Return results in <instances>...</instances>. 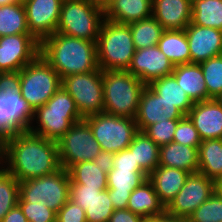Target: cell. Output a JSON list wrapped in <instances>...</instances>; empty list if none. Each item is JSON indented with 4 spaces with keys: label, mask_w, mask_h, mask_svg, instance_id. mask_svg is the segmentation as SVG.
<instances>
[{
    "label": "cell",
    "mask_w": 222,
    "mask_h": 222,
    "mask_svg": "<svg viewBox=\"0 0 222 222\" xmlns=\"http://www.w3.org/2000/svg\"><path fill=\"white\" fill-rule=\"evenodd\" d=\"M6 161H5V160ZM4 160V161H3ZM19 182L42 177L61 168L57 142L29 130L6 138L0 147V164Z\"/></svg>",
    "instance_id": "cell-1"
},
{
    "label": "cell",
    "mask_w": 222,
    "mask_h": 222,
    "mask_svg": "<svg viewBox=\"0 0 222 222\" xmlns=\"http://www.w3.org/2000/svg\"><path fill=\"white\" fill-rule=\"evenodd\" d=\"M96 43L55 32L40 43V54L62 79L99 68Z\"/></svg>",
    "instance_id": "cell-2"
},
{
    "label": "cell",
    "mask_w": 222,
    "mask_h": 222,
    "mask_svg": "<svg viewBox=\"0 0 222 222\" xmlns=\"http://www.w3.org/2000/svg\"><path fill=\"white\" fill-rule=\"evenodd\" d=\"M146 85L127 70H103V112L134 118Z\"/></svg>",
    "instance_id": "cell-3"
},
{
    "label": "cell",
    "mask_w": 222,
    "mask_h": 222,
    "mask_svg": "<svg viewBox=\"0 0 222 222\" xmlns=\"http://www.w3.org/2000/svg\"><path fill=\"white\" fill-rule=\"evenodd\" d=\"M33 116L39 125L29 127V131L43 138L58 142V140L70 129V127L82 120L74 99L61 86L55 94L45 103L36 108Z\"/></svg>",
    "instance_id": "cell-4"
},
{
    "label": "cell",
    "mask_w": 222,
    "mask_h": 222,
    "mask_svg": "<svg viewBox=\"0 0 222 222\" xmlns=\"http://www.w3.org/2000/svg\"><path fill=\"white\" fill-rule=\"evenodd\" d=\"M96 45L102 70H127L136 51L130 26L107 19L102 22Z\"/></svg>",
    "instance_id": "cell-5"
},
{
    "label": "cell",
    "mask_w": 222,
    "mask_h": 222,
    "mask_svg": "<svg viewBox=\"0 0 222 222\" xmlns=\"http://www.w3.org/2000/svg\"><path fill=\"white\" fill-rule=\"evenodd\" d=\"M104 19V7L94 0H63L56 32L97 42Z\"/></svg>",
    "instance_id": "cell-6"
},
{
    "label": "cell",
    "mask_w": 222,
    "mask_h": 222,
    "mask_svg": "<svg viewBox=\"0 0 222 222\" xmlns=\"http://www.w3.org/2000/svg\"><path fill=\"white\" fill-rule=\"evenodd\" d=\"M61 84V77L41 54L20 70V93L33 111L45 105Z\"/></svg>",
    "instance_id": "cell-7"
},
{
    "label": "cell",
    "mask_w": 222,
    "mask_h": 222,
    "mask_svg": "<svg viewBox=\"0 0 222 222\" xmlns=\"http://www.w3.org/2000/svg\"><path fill=\"white\" fill-rule=\"evenodd\" d=\"M69 185L68 171L61 167L54 173L20 182L19 196L25 202L43 200L57 213L69 200Z\"/></svg>",
    "instance_id": "cell-8"
},
{
    "label": "cell",
    "mask_w": 222,
    "mask_h": 222,
    "mask_svg": "<svg viewBox=\"0 0 222 222\" xmlns=\"http://www.w3.org/2000/svg\"><path fill=\"white\" fill-rule=\"evenodd\" d=\"M85 120L102 151L117 153L128 148L138 132L134 118L119 117L107 113L92 115Z\"/></svg>",
    "instance_id": "cell-9"
},
{
    "label": "cell",
    "mask_w": 222,
    "mask_h": 222,
    "mask_svg": "<svg viewBox=\"0 0 222 222\" xmlns=\"http://www.w3.org/2000/svg\"><path fill=\"white\" fill-rule=\"evenodd\" d=\"M61 85L74 99L83 119L103 113V70L101 68L87 73L67 75L62 78Z\"/></svg>",
    "instance_id": "cell-10"
},
{
    "label": "cell",
    "mask_w": 222,
    "mask_h": 222,
    "mask_svg": "<svg viewBox=\"0 0 222 222\" xmlns=\"http://www.w3.org/2000/svg\"><path fill=\"white\" fill-rule=\"evenodd\" d=\"M57 145L60 165L66 170L77 163L93 161L102 151L85 119L74 123Z\"/></svg>",
    "instance_id": "cell-11"
},
{
    "label": "cell",
    "mask_w": 222,
    "mask_h": 222,
    "mask_svg": "<svg viewBox=\"0 0 222 222\" xmlns=\"http://www.w3.org/2000/svg\"><path fill=\"white\" fill-rule=\"evenodd\" d=\"M214 191V180L200 172L189 173L184 186L165 208V212L172 217L188 219Z\"/></svg>",
    "instance_id": "cell-12"
},
{
    "label": "cell",
    "mask_w": 222,
    "mask_h": 222,
    "mask_svg": "<svg viewBox=\"0 0 222 222\" xmlns=\"http://www.w3.org/2000/svg\"><path fill=\"white\" fill-rule=\"evenodd\" d=\"M40 54V43L31 34L0 37V73L19 72Z\"/></svg>",
    "instance_id": "cell-13"
},
{
    "label": "cell",
    "mask_w": 222,
    "mask_h": 222,
    "mask_svg": "<svg viewBox=\"0 0 222 222\" xmlns=\"http://www.w3.org/2000/svg\"><path fill=\"white\" fill-rule=\"evenodd\" d=\"M33 118V110L20 91H0V147L6 138L28 130Z\"/></svg>",
    "instance_id": "cell-14"
},
{
    "label": "cell",
    "mask_w": 222,
    "mask_h": 222,
    "mask_svg": "<svg viewBox=\"0 0 222 222\" xmlns=\"http://www.w3.org/2000/svg\"><path fill=\"white\" fill-rule=\"evenodd\" d=\"M63 0H29L24 4L30 34L41 43L56 32Z\"/></svg>",
    "instance_id": "cell-15"
},
{
    "label": "cell",
    "mask_w": 222,
    "mask_h": 222,
    "mask_svg": "<svg viewBox=\"0 0 222 222\" xmlns=\"http://www.w3.org/2000/svg\"><path fill=\"white\" fill-rule=\"evenodd\" d=\"M174 67L173 63L156 45L137 49L127 71L140 79L145 85H149L156 79L171 75Z\"/></svg>",
    "instance_id": "cell-16"
},
{
    "label": "cell",
    "mask_w": 222,
    "mask_h": 222,
    "mask_svg": "<svg viewBox=\"0 0 222 222\" xmlns=\"http://www.w3.org/2000/svg\"><path fill=\"white\" fill-rule=\"evenodd\" d=\"M185 115L159 95H157L148 85L143 89L139 108L135 121L138 131H144L148 126L154 123L162 122L168 119H182Z\"/></svg>",
    "instance_id": "cell-17"
},
{
    "label": "cell",
    "mask_w": 222,
    "mask_h": 222,
    "mask_svg": "<svg viewBox=\"0 0 222 222\" xmlns=\"http://www.w3.org/2000/svg\"><path fill=\"white\" fill-rule=\"evenodd\" d=\"M191 63L222 55V30L190 23L185 29Z\"/></svg>",
    "instance_id": "cell-18"
},
{
    "label": "cell",
    "mask_w": 222,
    "mask_h": 222,
    "mask_svg": "<svg viewBox=\"0 0 222 222\" xmlns=\"http://www.w3.org/2000/svg\"><path fill=\"white\" fill-rule=\"evenodd\" d=\"M186 116L198 130L202 141L222 139V105L216 98L195 102Z\"/></svg>",
    "instance_id": "cell-19"
},
{
    "label": "cell",
    "mask_w": 222,
    "mask_h": 222,
    "mask_svg": "<svg viewBox=\"0 0 222 222\" xmlns=\"http://www.w3.org/2000/svg\"><path fill=\"white\" fill-rule=\"evenodd\" d=\"M152 16L164 30H184L192 19L188 0H152Z\"/></svg>",
    "instance_id": "cell-20"
},
{
    "label": "cell",
    "mask_w": 222,
    "mask_h": 222,
    "mask_svg": "<svg viewBox=\"0 0 222 222\" xmlns=\"http://www.w3.org/2000/svg\"><path fill=\"white\" fill-rule=\"evenodd\" d=\"M189 172L176 168L158 166L148 175L160 202L166 208L184 186Z\"/></svg>",
    "instance_id": "cell-21"
},
{
    "label": "cell",
    "mask_w": 222,
    "mask_h": 222,
    "mask_svg": "<svg viewBox=\"0 0 222 222\" xmlns=\"http://www.w3.org/2000/svg\"><path fill=\"white\" fill-rule=\"evenodd\" d=\"M104 14L109 21L131 24L152 16V0H110Z\"/></svg>",
    "instance_id": "cell-22"
},
{
    "label": "cell",
    "mask_w": 222,
    "mask_h": 222,
    "mask_svg": "<svg viewBox=\"0 0 222 222\" xmlns=\"http://www.w3.org/2000/svg\"><path fill=\"white\" fill-rule=\"evenodd\" d=\"M198 159V148L172 141L160 146L158 166L195 173L198 172Z\"/></svg>",
    "instance_id": "cell-23"
},
{
    "label": "cell",
    "mask_w": 222,
    "mask_h": 222,
    "mask_svg": "<svg viewBox=\"0 0 222 222\" xmlns=\"http://www.w3.org/2000/svg\"><path fill=\"white\" fill-rule=\"evenodd\" d=\"M172 75L194 103L208 100V91L200 64L176 65Z\"/></svg>",
    "instance_id": "cell-24"
},
{
    "label": "cell",
    "mask_w": 222,
    "mask_h": 222,
    "mask_svg": "<svg viewBox=\"0 0 222 222\" xmlns=\"http://www.w3.org/2000/svg\"><path fill=\"white\" fill-rule=\"evenodd\" d=\"M127 209L144 219L165 213V207L148 179L131 192Z\"/></svg>",
    "instance_id": "cell-25"
},
{
    "label": "cell",
    "mask_w": 222,
    "mask_h": 222,
    "mask_svg": "<svg viewBox=\"0 0 222 222\" xmlns=\"http://www.w3.org/2000/svg\"><path fill=\"white\" fill-rule=\"evenodd\" d=\"M198 158V172L216 182L222 176V139L203 140Z\"/></svg>",
    "instance_id": "cell-26"
},
{
    "label": "cell",
    "mask_w": 222,
    "mask_h": 222,
    "mask_svg": "<svg viewBox=\"0 0 222 222\" xmlns=\"http://www.w3.org/2000/svg\"><path fill=\"white\" fill-rule=\"evenodd\" d=\"M157 46L174 66L191 63L185 30H164Z\"/></svg>",
    "instance_id": "cell-27"
},
{
    "label": "cell",
    "mask_w": 222,
    "mask_h": 222,
    "mask_svg": "<svg viewBox=\"0 0 222 222\" xmlns=\"http://www.w3.org/2000/svg\"><path fill=\"white\" fill-rule=\"evenodd\" d=\"M161 99L174 104L186 116L194 102L177 83L175 77L167 75L152 81L148 85Z\"/></svg>",
    "instance_id": "cell-28"
},
{
    "label": "cell",
    "mask_w": 222,
    "mask_h": 222,
    "mask_svg": "<svg viewBox=\"0 0 222 222\" xmlns=\"http://www.w3.org/2000/svg\"><path fill=\"white\" fill-rule=\"evenodd\" d=\"M128 149L133 153L135 162L149 175L159 165L160 147L144 131H138Z\"/></svg>",
    "instance_id": "cell-29"
},
{
    "label": "cell",
    "mask_w": 222,
    "mask_h": 222,
    "mask_svg": "<svg viewBox=\"0 0 222 222\" xmlns=\"http://www.w3.org/2000/svg\"><path fill=\"white\" fill-rule=\"evenodd\" d=\"M16 34H30L24 4L0 6V37Z\"/></svg>",
    "instance_id": "cell-30"
},
{
    "label": "cell",
    "mask_w": 222,
    "mask_h": 222,
    "mask_svg": "<svg viewBox=\"0 0 222 222\" xmlns=\"http://www.w3.org/2000/svg\"><path fill=\"white\" fill-rule=\"evenodd\" d=\"M191 23L222 30V0H195Z\"/></svg>",
    "instance_id": "cell-31"
},
{
    "label": "cell",
    "mask_w": 222,
    "mask_h": 222,
    "mask_svg": "<svg viewBox=\"0 0 222 222\" xmlns=\"http://www.w3.org/2000/svg\"><path fill=\"white\" fill-rule=\"evenodd\" d=\"M70 181L91 188H107V173L93 161L72 165L68 170Z\"/></svg>",
    "instance_id": "cell-32"
},
{
    "label": "cell",
    "mask_w": 222,
    "mask_h": 222,
    "mask_svg": "<svg viewBox=\"0 0 222 222\" xmlns=\"http://www.w3.org/2000/svg\"><path fill=\"white\" fill-rule=\"evenodd\" d=\"M128 25L136 50L156 46L164 31L162 25L153 16Z\"/></svg>",
    "instance_id": "cell-33"
},
{
    "label": "cell",
    "mask_w": 222,
    "mask_h": 222,
    "mask_svg": "<svg viewBox=\"0 0 222 222\" xmlns=\"http://www.w3.org/2000/svg\"><path fill=\"white\" fill-rule=\"evenodd\" d=\"M148 179L146 172H131L125 169H112L107 174V190L121 193H131Z\"/></svg>",
    "instance_id": "cell-34"
},
{
    "label": "cell",
    "mask_w": 222,
    "mask_h": 222,
    "mask_svg": "<svg viewBox=\"0 0 222 222\" xmlns=\"http://www.w3.org/2000/svg\"><path fill=\"white\" fill-rule=\"evenodd\" d=\"M20 182L4 167L0 168V221L18 204Z\"/></svg>",
    "instance_id": "cell-35"
},
{
    "label": "cell",
    "mask_w": 222,
    "mask_h": 222,
    "mask_svg": "<svg viewBox=\"0 0 222 222\" xmlns=\"http://www.w3.org/2000/svg\"><path fill=\"white\" fill-rule=\"evenodd\" d=\"M199 64L203 71L208 100L217 98L222 93V55L209 58Z\"/></svg>",
    "instance_id": "cell-36"
},
{
    "label": "cell",
    "mask_w": 222,
    "mask_h": 222,
    "mask_svg": "<svg viewBox=\"0 0 222 222\" xmlns=\"http://www.w3.org/2000/svg\"><path fill=\"white\" fill-rule=\"evenodd\" d=\"M188 222H222V196L214 193L187 219Z\"/></svg>",
    "instance_id": "cell-37"
},
{
    "label": "cell",
    "mask_w": 222,
    "mask_h": 222,
    "mask_svg": "<svg viewBox=\"0 0 222 222\" xmlns=\"http://www.w3.org/2000/svg\"><path fill=\"white\" fill-rule=\"evenodd\" d=\"M112 201L109 199L108 190H103L93 199L85 210L87 222H108L114 212Z\"/></svg>",
    "instance_id": "cell-38"
},
{
    "label": "cell",
    "mask_w": 222,
    "mask_h": 222,
    "mask_svg": "<svg viewBox=\"0 0 222 222\" xmlns=\"http://www.w3.org/2000/svg\"><path fill=\"white\" fill-rule=\"evenodd\" d=\"M28 222H56V212L46 206L45 201L40 203L25 202L20 196L17 204Z\"/></svg>",
    "instance_id": "cell-39"
},
{
    "label": "cell",
    "mask_w": 222,
    "mask_h": 222,
    "mask_svg": "<svg viewBox=\"0 0 222 222\" xmlns=\"http://www.w3.org/2000/svg\"><path fill=\"white\" fill-rule=\"evenodd\" d=\"M181 119H168L148 126L145 134L159 147L173 141L178 122Z\"/></svg>",
    "instance_id": "cell-40"
},
{
    "label": "cell",
    "mask_w": 222,
    "mask_h": 222,
    "mask_svg": "<svg viewBox=\"0 0 222 222\" xmlns=\"http://www.w3.org/2000/svg\"><path fill=\"white\" fill-rule=\"evenodd\" d=\"M173 141L189 147H196L198 149L202 142L198 130L194 127L193 123L187 116L178 122Z\"/></svg>",
    "instance_id": "cell-41"
},
{
    "label": "cell",
    "mask_w": 222,
    "mask_h": 222,
    "mask_svg": "<svg viewBox=\"0 0 222 222\" xmlns=\"http://www.w3.org/2000/svg\"><path fill=\"white\" fill-rule=\"evenodd\" d=\"M106 189L107 188L86 187V185L75 184L70 181L69 200L80 205L85 211L97 194Z\"/></svg>",
    "instance_id": "cell-42"
},
{
    "label": "cell",
    "mask_w": 222,
    "mask_h": 222,
    "mask_svg": "<svg viewBox=\"0 0 222 222\" xmlns=\"http://www.w3.org/2000/svg\"><path fill=\"white\" fill-rule=\"evenodd\" d=\"M56 222H87L85 211L71 200L57 212Z\"/></svg>",
    "instance_id": "cell-43"
},
{
    "label": "cell",
    "mask_w": 222,
    "mask_h": 222,
    "mask_svg": "<svg viewBox=\"0 0 222 222\" xmlns=\"http://www.w3.org/2000/svg\"><path fill=\"white\" fill-rule=\"evenodd\" d=\"M113 168L131 170V172H145L135 162L133 153L128 148L114 154Z\"/></svg>",
    "instance_id": "cell-44"
},
{
    "label": "cell",
    "mask_w": 222,
    "mask_h": 222,
    "mask_svg": "<svg viewBox=\"0 0 222 222\" xmlns=\"http://www.w3.org/2000/svg\"><path fill=\"white\" fill-rule=\"evenodd\" d=\"M0 91L17 93L20 91V71L0 73Z\"/></svg>",
    "instance_id": "cell-45"
},
{
    "label": "cell",
    "mask_w": 222,
    "mask_h": 222,
    "mask_svg": "<svg viewBox=\"0 0 222 222\" xmlns=\"http://www.w3.org/2000/svg\"><path fill=\"white\" fill-rule=\"evenodd\" d=\"M108 222H144V218L128 209L114 210Z\"/></svg>",
    "instance_id": "cell-46"
},
{
    "label": "cell",
    "mask_w": 222,
    "mask_h": 222,
    "mask_svg": "<svg viewBox=\"0 0 222 222\" xmlns=\"http://www.w3.org/2000/svg\"><path fill=\"white\" fill-rule=\"evenodd\" d=\"M114 153L101 151L93 163L99 166V168L105 173H109L113 169Z\"/></svg>",
    "instance_id": "cell-47"
},
{
    "label": "cell",
    "mask_w": 222,
    "mask_h": 222,
    "mask_svg": "<svg viewBox=\"0 0 222 222\" xmlns=\"http://www.w3.org/2000/svg\"><path fill=\"white\" fill-rule=\"evenodd\" d=\"M108 193L115 210L127 209L131 193H121L116 192V190H108Z\"/></svg>",
    "instance_id": "cell-48"
},
{
    "label": "cell",
    "mask_w": 222,
    "mask_h": 222,
    "mask_svg": "<svg viewBox=\"0 0 222 222\" xmlns=\"http://www.w3.org/2000/svg\"><path fill=\"white\" fill-rule=\"evenodd\" d=\"M0 222H28L18 205L12 208Z\"/></svg>",
    "instance_id": "cell-49"
},
{
    "label": "cell",
    "mask_w": 222,
    "mask_h": 222,
    "mask_svg": "<svg viewBox=\"0 0 222 222\" xmlns=\"http://www.w3.org/2000/svg\"><path fill=\"white\" fill-rule=\"evenodd\" d=\"M144 222H188L187 219L177 218L168 215L166 212L163 215L146 218Z\"/></svg>",
    "instance_id": "cell-50"
},
{
    "label": "cell",
    "mask_w": 222,
    "mask_h": 222,
    "mask_svg": "<svg viewBox=\"0 0 222 222\" xmlns=\"http://www.w3.org/2000/svg\"><path fill=\"white\" fill-rule=\"evenodd\" d=\"M215 191L222 196V176L215 182Z\"/></svg>",
    "instance_id": "cell-51"
},
{
    "label": "cell",
    "mask_w": 222,
    "mask_h": 222,
    "mask_svg": "<svg viewBox=\"0 0 222 222\" xmlns=\"http://www.w3.org/2000/svg\"><path fill=\"white\" fill-rule=\"evenodd\" d=\"M17 0H0V6L16 3Z\"/></svg>",
    "instance_id": "cell-52"
},
{
    "label": "cell",
    "mask_w": 222,
    "mask_h": 222,
    "mask_svg": "<svg viewBox=\"0 0 222 222\" xmlns=\"http://www.w3.org/2000/svg\"><path fill=\"white\" fill-rule=\"evenodd\" d=\"M97 4L105 6L110 0H94Z\"/></svg>",
    "instance_id": "cell-53"
},
{
    "label": "cell",
    "mask_w": 222,
    "mask_h": 222,
    "mask_svg": "<svg viewBox=\"0 0 222 222\" xmlns=\"http://www.w3.org/2000/svg\"><path fill=\"white\" fill-rule=\"evenodd\" d=\"M222 105V93L216 98Z\"/></svg>",
    "instance_id": "cell-54"
},
{
    "label": "cell",
    "mask_w": 222,
    "mask_h": 222,
    "mask_svg": "<svg viewBox=\"0 0 222 222\" xmlns=\"http://www.w3.org/2000/svg\"><path fill=\"white\" fill-rule=\"evenodd\" d=\"M29 0H17L18 3H21V4H25L26 2H28Z\"/></svg>",
    "instance_id": "cell-55"
}]
</instances>
